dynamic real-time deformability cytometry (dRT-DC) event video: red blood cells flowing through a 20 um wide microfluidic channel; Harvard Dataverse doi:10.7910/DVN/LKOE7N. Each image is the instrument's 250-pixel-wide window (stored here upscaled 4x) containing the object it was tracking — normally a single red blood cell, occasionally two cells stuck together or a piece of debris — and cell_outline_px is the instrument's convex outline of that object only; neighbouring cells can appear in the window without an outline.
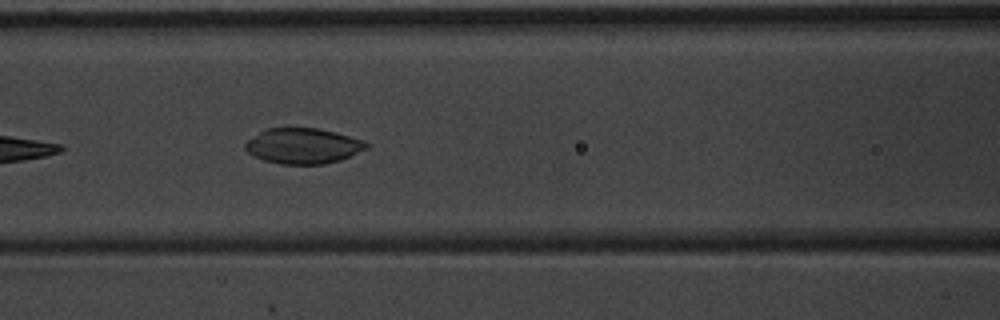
{"species": "common noctule bat (a hibernating species)", "species_latin": "Nyctalus noctula", "temperature_condition": "warm", "stored_images_in_passage": 7, "camera_frame_rate_fps": 3000, "um_per_image_px": 0.085, "animal": {"sex": "male", "body_mass_g": 20.1, "forearm_length_mm": 53.5}, "frame": {"image": 1, "passage_image": 7, "time_ms": 2.0, "image_size_px": [1000, 320], "cell_outline_px": [[368, 148], [340, 160], [324, 164], [280, 164], [264, 160], [252, 156], [244, 148], [244, 144], [248, 140], [260, 132], [268, 128], [316, 128], [348, 136], [360, 140], [368, 144]], "centroid_in_image_um": [25.71, 12.41], "position_along_channel_um": 140.9, "area_um2": 24.74}}